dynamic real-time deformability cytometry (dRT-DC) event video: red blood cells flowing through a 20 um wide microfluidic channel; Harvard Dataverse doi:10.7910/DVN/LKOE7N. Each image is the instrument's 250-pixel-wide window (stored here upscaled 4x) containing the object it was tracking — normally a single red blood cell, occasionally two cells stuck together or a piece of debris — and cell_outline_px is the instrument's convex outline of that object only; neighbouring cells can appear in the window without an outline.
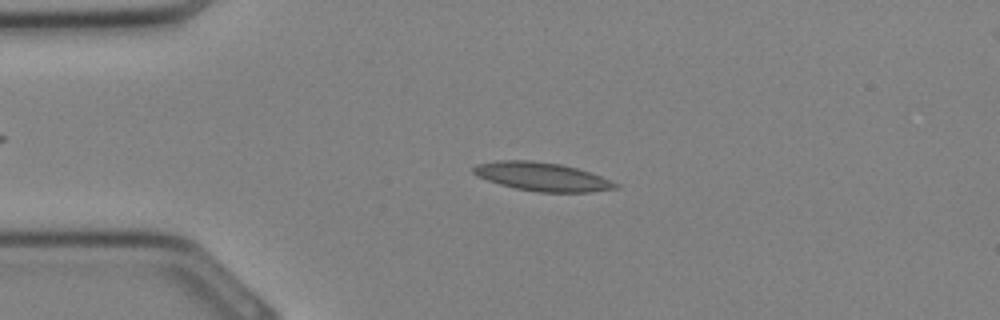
{"species": "Egyptian fruit bat (a non-hibernating species)", "species_latin": "Rousettus aegyptiacus", "temperature_condition": "cold", "stored_images_in_passage": 32, "camera_frame_rate_fps": 3000, "um_per_image_px": 0.085, "animal": {"sex": "female"}, "frame": {"image": 1, "passage_image": 7, "time_ms": 2.0, "image_size_px": [1000, 320], "cell_outline_px": [[620, 188], [592, 192], [540, 192], [516, 188], [500, 184], [476, 176], [472, 172], [472, 168], [476, 164], [500, 160], [532, 160], [560, 164], [576, 168], [600, 176], [620, 184]], "centroid_in_image_um": [46.08, 15.02], "position_along_channel_um": 38.9, "area_um2": 23.58}}
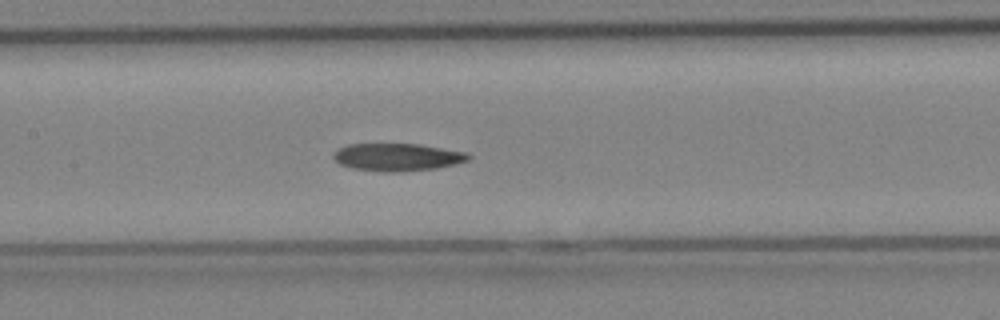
{"frame": {"image": 2, "passage_image": 15, "time_ms": 4.667, "image_size_px": [1000, 320], "cell_outline_px": [[472, 156], [468, 160], [456, 164], [436, 168], [400, 172], [384, 172], [352, 168], [340, 164], [332, 156], [340, 148], [348, 144], [416, 144], [464, 152]], "centroid_in_image_um": [33.77, 13.36], "position_along_channel_um": 173.6, "area_um2": 21.44}}
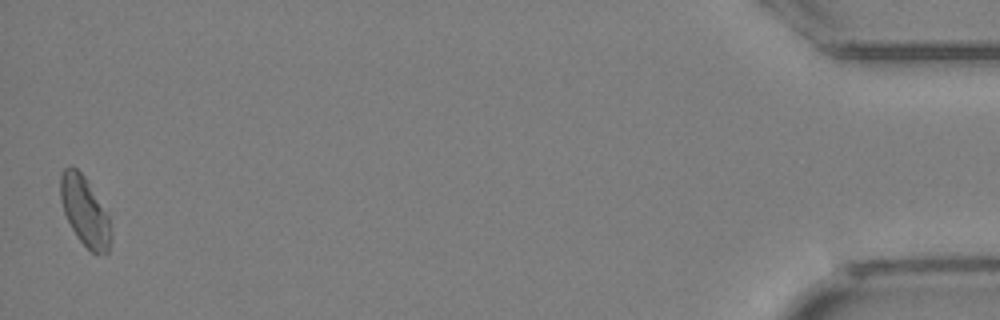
{"frame": {"image": 3, "passage_image": 32, "time_ms": 10.333, "image_size_px": [1000, 320], "cell_outline_px": [[112, 240], [108, 252], [96, 256], [76, 236], [64, 212], [60, 200], [60, 172], [64, 168], [72, 164], [84, 176], [108, 216], [112, 232]], "centroid_in_image_um": [7.2, 17.97], "position_along_channel_um": 428.0, "area_um2": 20.35}}